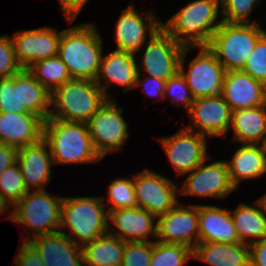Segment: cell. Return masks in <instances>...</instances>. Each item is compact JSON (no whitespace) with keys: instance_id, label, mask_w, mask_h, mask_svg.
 I'll list each match as a JSON object with an SVG mask.
<instances>
[{"instance_id":"cell-1","label":"cell","mask_w":266,"mask_h":266,"mask_svg":"<svg viewBox=\"0 0 266 266\" xmlns=\"http://www.w3.org/2000/svg\"><path fill=\"white\" fill-rule=\"evenodd\" d=\"M102 40L94 23H78L61 31L58 56L72 79L96 80L103 56Z\"/></svg>"},{"instance_id":"cell-2","label":"cell","mask_w":266,"mask_h":266,"mask_svg":"<svg viewBox=\"0 0 266 266\" xmlns=\"http://www.w3.org/2000/svg\"><path fill=\"white\" fill-rule=\"evenodd\" d=\"M104 198L105 196H64L59 232L80 246L108 233L109 212L106 210ZM65 228L69 232L66 233Z\"/></svg>"},{"instance_id":"cell-3","label":"cell","mask_w":266,"mask_h":266,"mask_svg":"<svg viewBox=\"0 0 266 266\" xmlns=\"http://www.w3.org/2000/svg\"><path fill=\"white\" fill-rule=\"evenodd\" d=\"M43 138L48 143L54 165L97 163L87 123L56 119L44 121Z\"/></svg>"},{"instance_id":"cell-4","label":"cell","mask_w":266,"mask_h":266,"mask_svg":"<svg viewBox=\"0 0 266 266\" xmlns=\"http://www.w3.org/2000/svg\"><path fill=\"white\" fill-rule=\"evenodd\" d=\"M220 8V0H194L162 27L184 46H206L222 24V19L218 20Z\"/></svg>"},{"instance_id":"cell-5","label":"cell","mask_w":266,"mask_h":266,"mask_svg":"<svg viewBox=\"0 0 266 266\" xmlns=\"http://www.w3.org/2000/svg\"><path fill=\"white\" fill-rule=\"evenodd\" d=\"M63 196H52L44 190H28L22 199L12 207L6 216L19 223L29 234L21 241L59 232L61 225V205Z\"/></svg>"},{"instance_id":"cell-6","label":"cell","mask_w":266,"mask_h":266,"mask_svg":"<svg viewBox=\"0 0 266 266\" xmlns=\"http://www.w3.org/2000/svg\"><path fill=\"white\" fill-rule=\"evenodd\" d=\"M107 100L95 81L72 79L51 92L49 119L87 123Z\"/></svg>"},{"instance_id":"cell-7","label":"cell","mask_w":266,"mask_h":266,"mask_svg":"<svg viewBox=\"0 0 266 266\" xmlns=\"http://www.w3.org/2000/svg\"><path fill=\"white\" fill-rule=\"evenodd\" d=\"M264 34L260 22H222L206 45L226 71L242 70L258 39Z\"/></svg>"},{"instance_id":"cell-8","label":"cell","mask_w":266,"mask_h":266,"mask_svg":"<svg viewBox=\"0 0 266 266\" xmlns=\"http://www.w3.org/2000/svg\"><path fill=\"white\" fill-rule=\"evenodd\" d=\"M199 52L186 67L185 59L192 49ZM179 72L191 90L194 99L221 95L226 70L207 46H185L179 61Z\"/></svg>"},{"instance_id":"cell-9","label":"cell","mask_w":266,"mask_h":266,"mask_svg":"<svg viewBox=\"0 0 266 266\" xmlns=\"http://www.w3.org/2000/svg\"><path fill=\"white\" fill-rule=\"evenodd\" d=\"M108 99L87 122L90 137L96 153L103 158L112 152L120 151L130 134L128 123L122 116L123 107L115 100Z\"/></svg>"},{"instance_id":"cell-10","label":"cell","mask_w":266,"mask_h":266,"mask_svg":"<svg viewBox=\"0 0 266 266\" xmlns=\"http://www.w3.org/2000/svg\"><path fill=\"white\" fill-rule=\"evenodd\" d=\"M137 206L156 217L166 214L179 202V186L176 182L145 168L133 175Z\"/></svg>"},{"instance_id":"cell-11","label":"cell","mask_w":266,"mask_h":266,"mask_svg":"<svg viewBox=\"0 0 266 266\" xmlns=\"http://www.w3.org/2000/svg\"><path fill=\"white\" fill-rule=\"evenodd\" d=\"M147 39L141 63L137 62L138 74L144 71L147 76L167 81L179 71L180 56L185 46L163 27Z\"/></svg>"},{"instance_id":"cell-12","label":"cell","mask_w":266,"mask_h":266,"mask_svg":"<svg viewBox=\"0 0 266 266\" xmlns=\"http://www.w3.org/2000/svg\"><path fill=\"white\" fill-rule=\"evenodd\" d=\"M207 139L183 127L174 135L159 137L158 141L178 177L193 171L209 156Z\"/></svg>"},{"instance_id":"cell-13","label":"cell","mask_w":266,"mask_h":266,"mask_svg":"<svg viewBox=\"0 0 266 266\" xmlns=\"http://www.w3.org/2000/svg\"><path fill=\"white\" fill-rule=\"evenodd\" d=\"M210 155L183 181L179 196H199L225 199L237 189L232 185L228 165L225 161H214L206 165Z\"/></svg>"},{"instance_id":"cell-14","label":"cell","mask_w":266,"mask_h":266,"mask_svg":"<svg viewBox=\"0 0 266 266\" xmlns=\"http://www.w3.org/2000/svg\"><path fill=\"white\" fill-rule=\"evenodd\" d=\"M161 28L162 22L154 13L148 10L143 18L134 4L130 3L122 9L115 26L116 50L137 54L148 42L146 37L151 38Z\"/></svg>"},{"instance_id":"cell-15","label":"cell","mask_w":266,"mask_h":266,"mask_svg":"<svg viewBox=\"0 0 266 266\" xmlns=\"http://www.w3.org/2000/svg\"><path fill=\"white\" fill-rule=\"evenodd\" d=\"M190 122L185 127L207 138H226L232 110L221 95L195 99L187 112Z\"/></svg>"},{"instance_id":"cell-16","label":"cell","mask_w":266,"mask_h":266,"mask_svg":"<svg viewBox=\"0 0 266 266\" xmlns=\"http://www.w3.org/2000/svg\"><path fill=\"white\" fill-rule=\"evenodd\" d=\"M157 241L181 244L191 249L198 243L199 205L178 203L157 217Z\"/></svg>"},{"instance_id":"cell-17","label":"cell","mask_w":266,"mask_h":266,"mask_svg":"<svg viewBox=\"0 0 266 266\" xmlns=\"http://www.w3.org/2000/svg\"><path fill=\"white\" fill-rule=\"evenodd\" d=\"M61 31L49 26L15 32L12 37L16 59L23 69L36 61L58 55Z\"/></svg>"},{"instance_id":"cell-18","label":"cell","mask_w":266,"mask_h":266,"mask_svg":"<svg viewBox=\"0 0 266 266\" xmlns=\"http://www.w3.org/2000/svg\"><path fill=\"white\" fill-rule=\"evenodd\" d=\"M157 217L140 207L124 208L109 211V227L112 223L115 233L109 229L108 233L126 242H153L149 236L156 238Z\"/></svg>"},{"instance_id":"cell-19","label":"cell","mask_w":266,"mask_h":266,"mask_svg":"<svg viewBox=\"0 0 266 266\" xmlns=\"http://www.w3.org/2000/svg\"><path fill=\"white\" fill-rule=\"evenodd\" d=\"M135 55L115 49L109 54L102 56L95 82L102 88L108 99L112 96L108 92V88L112 84L124 87L123 93L135 88L138 76L137 56Z\"/></svg>"},{"instance_id":"cell-20","label":"cell","mask_w":266,"mask_h":266,"mask_svg":"<svg viewBox=\"0 0 266 266\" xmlns=\"http://www.w3.org/2000/svg\"><path fill=\"white\" fill-rule=\"evenodd\" d=\"M221 96L232 111L266 104V85L242 70L226 71Z\"/></svg>"},{"instance_id":"cell-21","label":"cell","mask_w":266,"mask_h":266,"mask_svg":"<svg viewBox=\"0 0 266 266\" xmlns=\"http://www.w3.org/2000/svg\"><path fill=\"white\" fill-rule=\"evenodd\" d=\"M17 163L28 190H44L51 181V165H54L48 143L40 141L19 149Z\"/></svg>"},{"instance_id":"cell-22","label":"cell","mask_w":266,"mask_h":266,"mask_svg":"<svg viewBox=\"0 0 266 266\" xmlns=\"http://www.w3.org/2000/svg\"><path fill=\"white\" fill-rule=\"evenodd\" d=\"M44 119L33 113L0 112V143L20 149L43 138Z\"/></svg>"},{"instance_id":"cell-23","label":"cell","mask_w":266,"mask_h":266,"mask_svg":"<svg viewBox=\"0 0 266 266\" xmlns=\"http://www.w3.org/2000/svg\"><path fill=\"white\" fill-rule=\"evenodd\" d=\"M29 242L38 250L45 266H83L81 246L61 232L39 236Z\"/></svg>"},{"instance_id":"cell-24","label":"cell","mask_w":266,"mask_h":266,"mask_svg":"<svg viewBox=\"0 0 266 266\" xmlns=\"http://www.w3.org/2000/svg\"><path fill=\"white\" fill-rule=\"evenodd\" d=\"M198 242L239 243L231 210L199 204Z\"/></svg>"},{"instance_id":"cell-25","label":"cell","mask_w":266,"mask_h":266,"mask_svg":"<svg viewBox=\"0 0 266 266\" xmlns=\"http://www.w3.org/2000/svg\"><path fill=\"white\" fill-rule=\"evenodd\" d=\"M232 158L226 160L232 185L238 189L241 181L259 179L266 174V146L241 144Z\"/></svg>"},{"instance_id":"cell-26","label":"cell","mask_w":266,"mask_h":266,"mask_svg":"<svg viewBox=\"0 0 266 266\" xmlns=\"http://www.w3.org/2000/svg\"><path fill=\"white\" fill-rule=\"evenodd\" d=\"M192 259L211 266H250V247L242 242H198L192 249Z\"/></svg>"},{"instance_id":"cell-27","label":"cell","mask_w":266,"mask_h":266,"mask_svg":"<svg viewBox=\"0 0 266 266\" xmlns=\"http://www.w3.org/2000/svg\"><path fill=\"white\" fill-rule=\"evenodd\" d=\"M230 129H233V142L265 145L266 104L232 111Z\"/></svg>"},{"instance_id":"cell-28","label":"cell","mask_w":266,"mask_h":266,"mask_svg":"<svg viewBox=\"0 0 266 266\" xmlns=\"http://www.w3.org/2000/svg\"><path fill=\"white\" fill-rule=\"evenodd\" d=\"M231 216L242 243L250 245L266 239V215L257 199L253 205L239 203L236 209L231 210Z\"/></svg>"},{"instance_id":"cell-29","label":"cell","mask_w":266,"mask_h":266,"mask_svg":"<svg viewBox=\"0 0 266 266\" xmlns=\"http://www.w3.org/2000/svg\"><path fill=\"white\" fill-rule=\"evenodd\" d=\"M126 241L106 233L81 246L83 266H121Z\"/></svg>"},{"instance_id":"cell-30","label":"cell","mask_w":266,"mask_h":266,"mask_svg":"<svg viewBox=\"0 0 266 266\" xmlns=\"http://www.w3.org/2000/svg\"><path fill=\"white\" fill-rule=\"evenodd\" d=\"M20 104L25 109L47 120L50 115L51 93L34 77L28 69L19 72Z\"/></svg>"},{"instance_id":"cell-31","label":"cell","mask_w":266,"mask_h":266,"mask_svg":"<svg viewBox=\"0 0 266 266\" xmlns=\"http://www.w3.org/2000/svg\"><path fill=\"white\" fill-rule=\"evenodd\" d=\"M28 70L50 93L72 80L67 66L58 55L36 61Z\"/></svg>"},{"instance_id":"cell-32","label":"cell","mask_w":266,"mask_h":266,"mask_svg":"<svg viewBox=\"0 0 266 266\" xmlns=\"http://www.w3.org/2000/svg\"><path fill=\"white\" fill-rule=\"evenodd\" d=\"M192 259V249L181 244L153 241L150 266H185Z\"/></svg>"},{"instance_id":"cell-33","label":"cell","mask_w":266,"mask_h":266,"mask_svg":"<svg viewBox=\"0 0 266 266\" xmlns=\"http://www.w3.org/2000/svg\"><path fill=\"white\" fill-rule=\"evenodd\" d=\"M28 192L18 163L6 168L0 174V195L13 207Z\"/></svg>"},{"instance_id":"cell-34","label":"cell","mask_w":266,"mask_h":266,"mask_svg":"<svg viewBox=\"0 0 266 266\" xmlns=\"http://www.w3.org/2000/svg\"><path fill=\"white\" fill-rule=\"evenodd\" d=\"M107 189L108 201L111 202L107 204H112L111 206L108 205V212L137 207L133 178L131 179L126 176L125 178L121 177L112 180Z\"/></svg>"},{"instance_id":"cell-35","label":"cell","mask_w":266,"mask_h":266,"mask_svg":"<svg viewBox=\"0 0 266 266\" xmlns=\"http://www.w3.org/2000/svg\"><path fill=\"white\" fill-rule=\"evenodd\" d=\"M0 112L30 113L20 104L19 73L0 78Z\"/></svg>"},{"instance_id":"cell-36","label":"cell","mask_w":266,"mask_h":266,"mask_svg":"<svg viewBox=\"0 0 266 266\" xmlns=\"http://www.w3.org/2000/svg\"><path fill=\"white\" fill-rule=\"evenodd\" d=\"M259 2L261 0H220L222 22L249 23Z\"/></svg>"},{"instance_id":"cell-37","label":"cell","mask_w":266,"mask_h":266,"mask_svg":"<svg viewBox=\"0 0 266 266\" xmlns=\"http://www.w3.org/2000/svg\"><path fill=\"white\" fill-rule=\"evenodd\" d=\"M165 98H169L170 101L177 106H184L187 112L191 109L195 99L192 96L186 80L179 71L166 81L164 99Z\"/></svg>"},{"instance_id":"cell-38","label":"cell","mask_w":266,"mask_h":266,"mask_svg":"<svg viewBox=\"0 0 266 266\" xmlns=\"http://www.w3.org/2000/svg\"><path fill=\"white\" fill-rule=\"evenodd\" d=\"M243 72L266 85V34L257 41L253 52L248 57Z\"/></svg>"},{"instance_id":"cell-39","label":"cell","mask_w":266,"mask_h":266,"mask_svg":"<svg viewBox=\"0 0 266 266\" xmlns=\"http://www.w3.org/2000/svg\"><path fill=\"white\" fill-rule=\"evenodd\" d=\"M152 254L153 242H126L121 266H150Z\"/></svg>"},{"instance_id":"cell-40","label":"cell","mask_w":266,"mask_h":266,"mask_svg":"<svg viewBox=\"0 0 266 266\" xmlns=\"http://www.w3.org/2000/svg\"><path fill=\"white\" fill-rule=\"evenodd\" d=\"M22 69L16 59L12 37L0 34V78L14 76Z\"/></svg>"},{"instance_id":"cell-41","label":"cell","mask_w":266,"mask_h":266,"mask_svg":"<svg viewBox=\"0 0 266 266\" xmlns=\"http://www.w3.org/2000/svg\"><path fill=\"white\" fill-rule=\"evenodd\" d=\"M15 266H45L38 250L30 243L21 241L14 258Z\"/></svg>"},{"instance_id":"cell-42","label":"cell","mask_w":266,"mask_h":266,"mask_svg":"<svg viewBox=\"0 0 266 266\" xmlns=\"http://www.w3.org/2000/svg\"><path fill=\"white\" fill-rule=\"evenodd\" d=\"M141 79V80H140ZM166 81L146 76L142 79L141 74H138L135 88L142 87L144 94L150 97H157L164 100Z\"/></svg>"},{"instance_id":"cell-43","label":"cell","mask_w":266,"mask_h":266,"mask_svg":"<svg viewBox=\"0 0 266 266\" xmlns=\"http://www.w3.org/2000/svg\"><path fill=\"white\" fill-rule=\"evenodd\" d=\"M89 0H58L62 14L71 25Z\"/></svg>"},{"instance_id":"cell-44","label":"cell","mask_w":266,"mask_h":266,"mask_svg":"<svg viewBox=\"0 0 266 266\" xmlns=\"http://www.w3.org/2000/svg\"><path fill=\"white\" fill-rule=\"evenodd\" d=\"M250 247V266H266V239L254 242Z\"/></svg>"},{"instance_id":"cell-45","label":"cell","mask_w":266,"mask_h":266,"mask_svg":"<svg viewBox=\"0 0 266 266\" xmlns=\"http://www.w3.org/2000/svg\"><path fill=\"white\" fill-rule=\"evenodd\" d=\"M19 149L0 143V174L9 166L17 163Z\"/></svg>"},{"instance_id":"cell-46","label":"cell","mask_w":266,"mask_h":266,"mask_svg":"<svg viewBox=\"0 0 266 266\" xmlns=\"http://www.w3.org/2000/svg\"><path fill=\"white\" fill-rule=\"evenodd\" d=\"M11 204L0 195V215L10 209Z\"/></svg>"},{"instance_id":"cell-47","label":"cell","mask_w":266,"mask_h":266,"mask_svg":"<svg viewBox=\"0 0 266 266\" xmlns=\"http://www.w3.org/2000/svg\"><path fill=\"white\" fill-rule=\"evenodd\" d=\"M257 200L259 201V203L263 209V212L266 215V193L263 196H261L259 199L257 198Z\"/></svg>"}]
</instances>
